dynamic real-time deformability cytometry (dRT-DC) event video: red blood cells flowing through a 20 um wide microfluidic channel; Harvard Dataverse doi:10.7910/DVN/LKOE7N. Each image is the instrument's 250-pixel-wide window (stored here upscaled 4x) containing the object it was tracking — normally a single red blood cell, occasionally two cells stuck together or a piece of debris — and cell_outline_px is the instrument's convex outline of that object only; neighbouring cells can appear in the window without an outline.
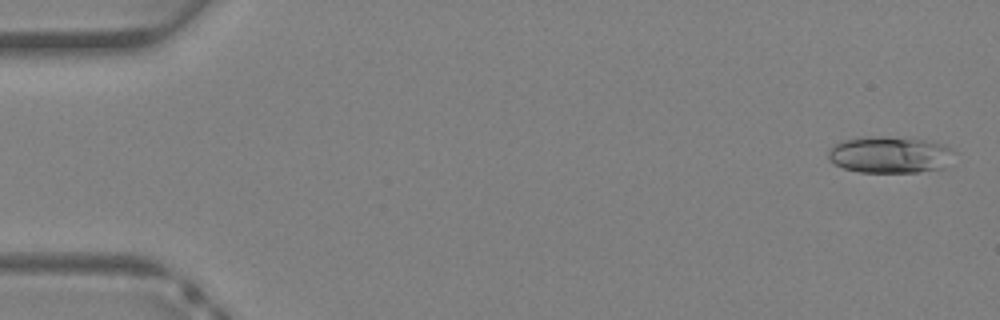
{"species": "Egyptian fruit bat (a non-hibernating species)", "species_latin": "Rousettus aegyptiacus", "temperature_condition": "warm", "stored_images_in_passage": 32, "camera_frame_rate_fps": 3000, "um_per_image_px": 0.085, "animal": {"sex": "female"}, "frame": {"image": 1, "passage_image": 2, "time_ms": 0.333, "image_size_px": [1000, 320], "cell_outline_px": [[948, 148], [944, 168], [916, 172], [860, 172], [844, 168], [828, 160], [828, 152], [840, 140], [880, 136], [884, 136], [924, 140], [944, 144]], "centroid_in_image_um": [75.52, 13.15], "position_along_channel_um": 9.5, "area_um2": 26.07}}
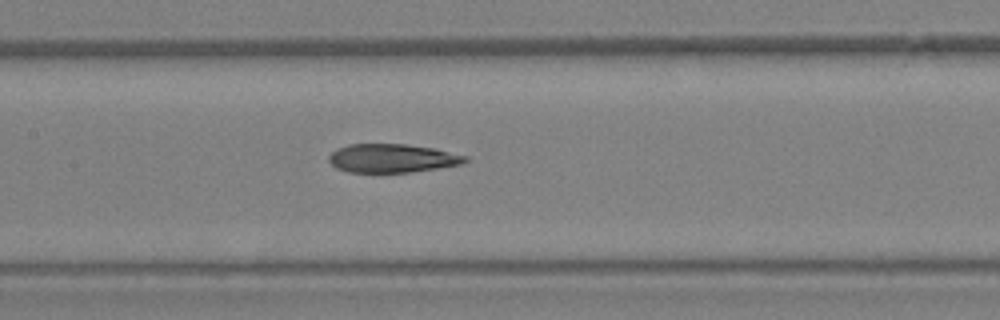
{"frame": {"image": 2, "passage_image": 19, "time_ms": 6.0, "image_size_px": [1000, 320], "cell_outline_px": [[468, 160], [460, 164], [436, 168], [408, 172], [348, 172], [336, 168], [328, 160], [328, 156], [336, 148], [348, 144], [404, 144], [436, 148], [468, 156]], "centroid_in_image_um": [33.31, 13.44], "position_along_channel_um": 174.1, "area_um2": 22.72}}
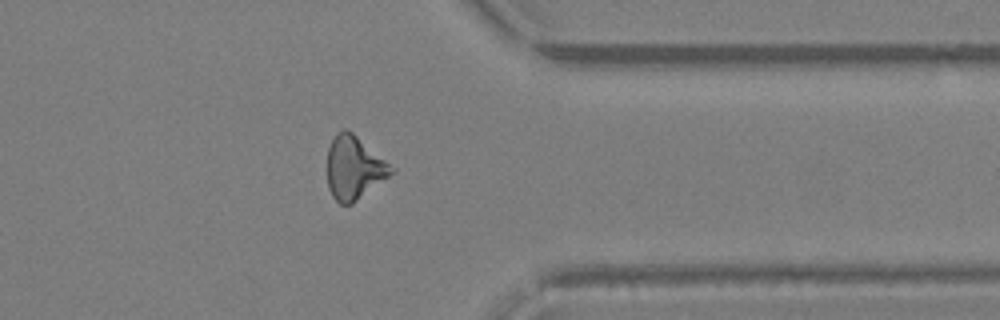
{"frame": {"image": 3, "passage_image": 31, "time_ms": 10.0, "image_size_px": [1000, 320], "cell_outline_px": [[396, 168], [388, 176], [352, 204], [340, 204], [332, 196], [328, 188], [328, 148], [336, 132], [344, 128], [352, 132]], "centroid_in_image_um": [30.08, 14.25], "position_along_channel_um": 381.3, "area_um2": 23.35}}